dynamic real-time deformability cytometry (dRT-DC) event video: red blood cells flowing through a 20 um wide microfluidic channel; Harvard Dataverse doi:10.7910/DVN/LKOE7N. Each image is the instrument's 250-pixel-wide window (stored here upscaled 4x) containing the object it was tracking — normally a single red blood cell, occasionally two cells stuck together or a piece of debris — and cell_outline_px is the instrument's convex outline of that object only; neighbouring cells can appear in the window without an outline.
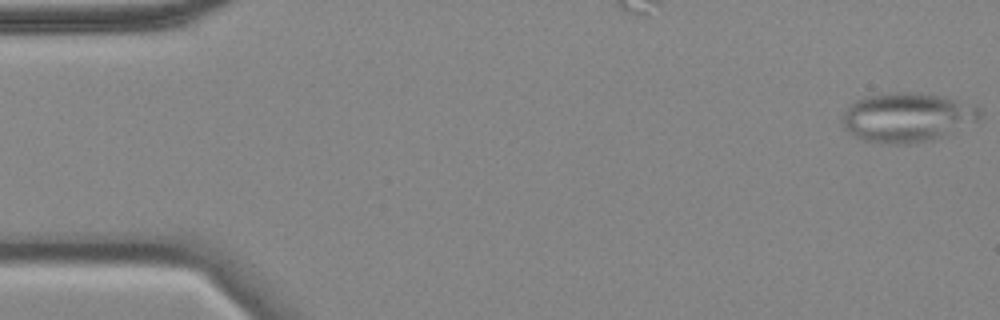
{"species": "common noctule bat (a hibernating species)", "species_latin": "Nyctalus noctula", "temperature_condition": "cold", "stored_images_in_passage": 56, "camera_frame_rate_fps": 3000, "um_per_image_px": 0.085, "animal": {"sex": "female", "body_mass_g": 18.4}, "frame": {"image": 1, "passage_image": 1, "time_ms": 0.0, "image_size_px": [1000, 320], "cell_outline_px": [[984, 112], [976, 120], [932, 140], [912, 144], [880, 144], [864, 140], [848, 132], [844, 128], [840, 120], [840, 116], [848, 104], [856, 100], [868, 96], [892, 92], [908, 92], [944, 96], [976, 104]], "centroid_in_image_um": [77.06, 9.97], "position_along_channel_um": 7.9, "area_um2": 39.82}}
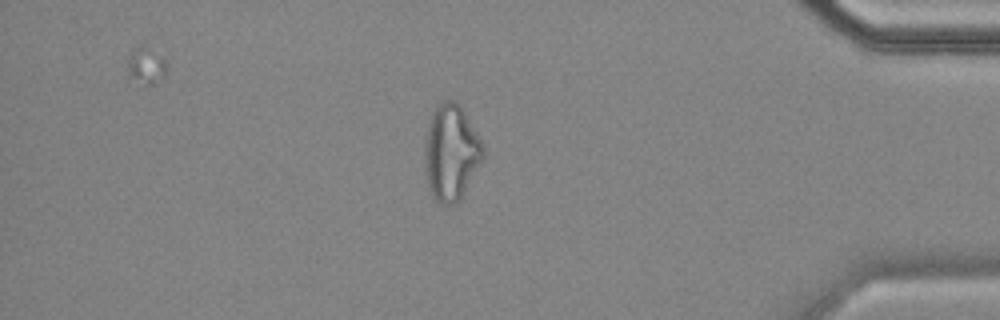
{"frame": {"image": 2, "passage_image": 48, "time_ms": 15.667, "image_size_px": [1000, 320], "cell_outline_px": [[484, 156], [456, 204], [440, 204], [432, 196], [428, 188], [424, 172], [424, 136], [428, 120], [436, 104], [444, 100], [456, 100], [460, 104], [480, 140], [484, 148]], "centroid_in_image_um": [38.27, 12.92], "position_along_channel_um": 396.9, "area_um2": 32.83}}